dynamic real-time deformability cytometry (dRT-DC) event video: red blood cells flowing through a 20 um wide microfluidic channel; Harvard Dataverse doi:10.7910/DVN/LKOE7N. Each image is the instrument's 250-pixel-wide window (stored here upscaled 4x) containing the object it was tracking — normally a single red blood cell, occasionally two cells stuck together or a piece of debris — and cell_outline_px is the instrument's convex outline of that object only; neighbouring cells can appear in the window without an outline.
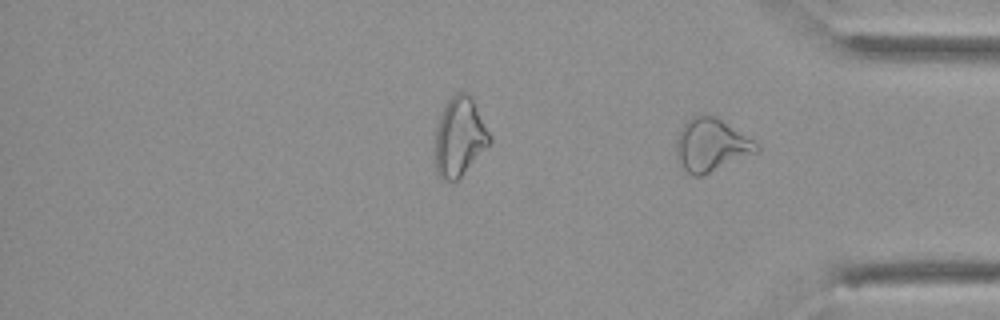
{"species": "Egyptian fruit bat (a non-hibernating species)", "species_latin": "Rousettus aegyptiacus", "temperature_condition": "cold", "stored_images_in_passage": 12, "segment_of_instrument_passage": [2, 2], "camera_frame_rate_fps": 3000, "um_per_image_px": 0.085, "animal": {"sex": "female"}, "frame": {"image": 1, "passage_image": 12, "time_ms": 3.667, "image_size_px": [1000, 320], "cell_outline_px": [[760, 152], [700, 176], [692, 176], [676, 160], [676, 136], [680, 128], [692, 116], [716, 116], [760, 144]], "centroid_in_image_um": [60.46, 12.34], "position_along_channel_um": 374.7, "area_um2": 24.85}}